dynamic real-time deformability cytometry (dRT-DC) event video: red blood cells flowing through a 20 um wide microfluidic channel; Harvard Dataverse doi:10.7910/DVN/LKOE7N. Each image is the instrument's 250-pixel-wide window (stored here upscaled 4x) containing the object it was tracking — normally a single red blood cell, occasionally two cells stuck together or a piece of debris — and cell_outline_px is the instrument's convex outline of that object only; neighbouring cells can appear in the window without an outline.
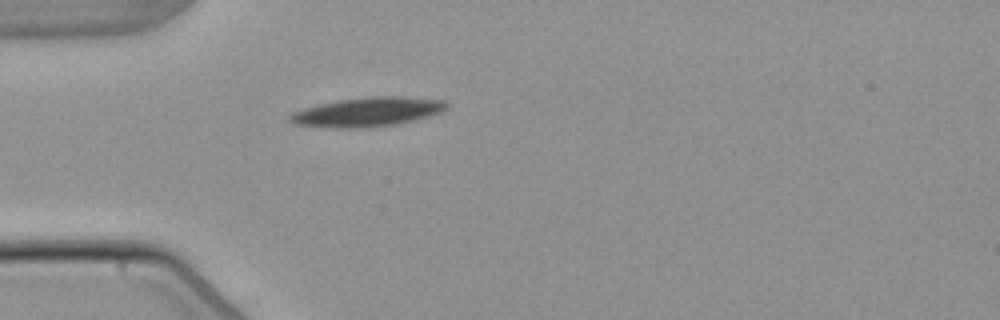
{"species": "common noctule bat (a hibernating species)", "species_latin": "Nyctalus noctula", "temperature_condition": "warm", "stored_images_in_passage": 1, "camera_frame_rate_fps": 3000, "um_per_image_px": 0.085, "animal": {"sex": "male", "body_mass_g": 21.5, "forearm_length_mm": 52.0}, "frame": {"image": 1, "passage_image": 1, "time_ms": 0.0, "image_size_px": [1000, 320], "cell_outline_px": [[448, 108], [444, 112], [396, 124], [368, 128], [328, 128], [292, 124], [288, 120], [288, 116], [292, 112], [304, 108], [320, 104], [340, 100], [368, 96], [404, 96], [444, 100], [448, 104]], "centroid_in_image_um": [31.23, 9.52], "position_along_channel_um": 53.8, "area_um2": 26.99}}